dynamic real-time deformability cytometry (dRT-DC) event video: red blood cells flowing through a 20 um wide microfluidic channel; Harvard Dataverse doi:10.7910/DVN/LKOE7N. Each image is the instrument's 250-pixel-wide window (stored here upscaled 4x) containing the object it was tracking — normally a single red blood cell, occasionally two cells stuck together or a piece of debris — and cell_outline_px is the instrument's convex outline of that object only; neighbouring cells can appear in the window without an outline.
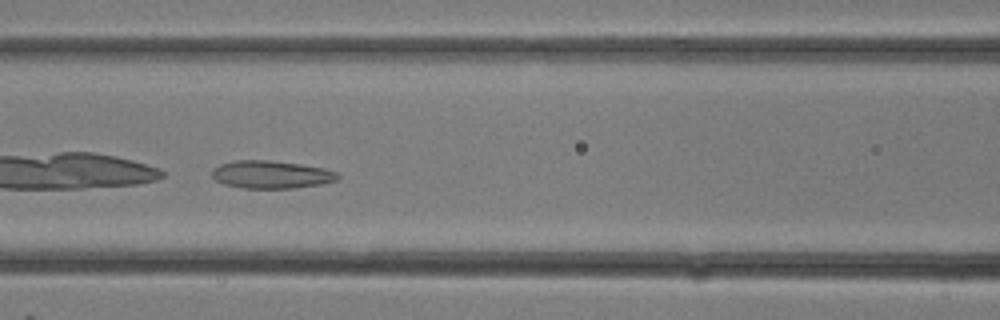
{"species": "common noctule bat (a hibernating species)", "species_latin": "Nyctalus noctula", "temperature_condition": "room temperature", "stored_images_in_passage": 18, "camera_frame_rate_fps": 3000, "um_per_image_px": 0.085, "animal": {"sex": "female"}, "frame": {"image": 1, "passage_image": 13, "time_ms": 4.0, "image_size_px": [1000, 320], "cell_outline_px": [[340, 176], [336, 180], [320, 184], [292, 188], [240, 188], [224, 184], [216, 180], [212, 176], [212, 168], [220, 164], [236, 160], [268, 160], [300, 164], [324, 168], [336, 172]], "centroid_in_image_um": [23.02, 14.83], "position_along_channel_um": 143.6, "area_um2": 20.29}}